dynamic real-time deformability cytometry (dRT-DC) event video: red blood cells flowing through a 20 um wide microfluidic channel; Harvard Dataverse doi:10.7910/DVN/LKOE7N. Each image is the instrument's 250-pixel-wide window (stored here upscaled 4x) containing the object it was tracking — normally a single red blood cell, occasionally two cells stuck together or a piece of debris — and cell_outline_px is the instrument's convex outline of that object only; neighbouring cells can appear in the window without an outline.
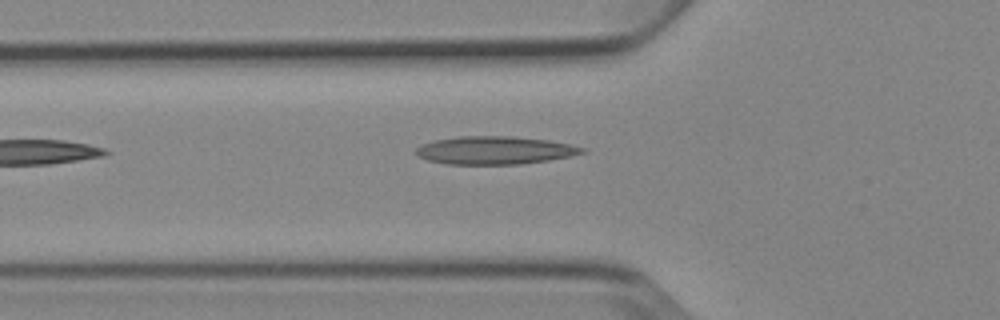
{"species": "Egyptian fruit bat (a non-hibernating species)", "species_latin": "Rousettus aegyptiacus", "temperature_condition": "cold", "stored_images_in_passage": 2, "camera_frame_rate_fps": 3000, "um_per_image_px": 0.085, "animal": {"sex": "female"}, "frame": {"image": 1, "passage_image": 2, "time_ms": 1.333, "image_size_px": [1000, 320], "cell_outline_px": [[588, 152], [572, 156], [548, 160], [520, 164], [448, 164], [428, 160], [416, 156], [412, 152], [420, 144], [432, 140], [460, 136], [512, 136], [548, 140], [588, 148]], "centroid_in_image_um": [42.03, 12.77], "position_along_channel_um": 83.8, "area_um2": 27.46}}